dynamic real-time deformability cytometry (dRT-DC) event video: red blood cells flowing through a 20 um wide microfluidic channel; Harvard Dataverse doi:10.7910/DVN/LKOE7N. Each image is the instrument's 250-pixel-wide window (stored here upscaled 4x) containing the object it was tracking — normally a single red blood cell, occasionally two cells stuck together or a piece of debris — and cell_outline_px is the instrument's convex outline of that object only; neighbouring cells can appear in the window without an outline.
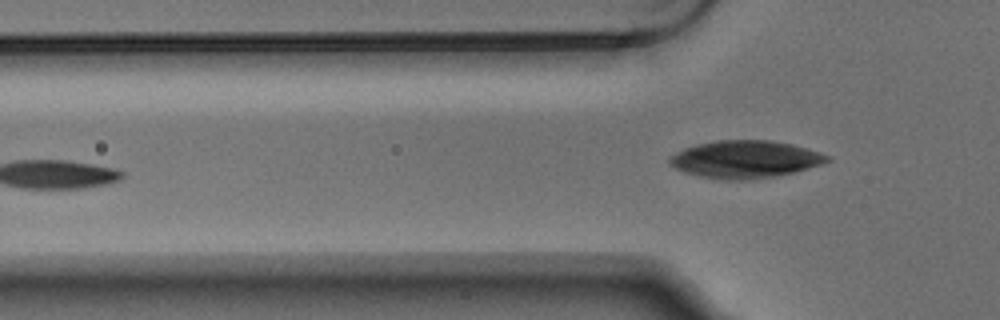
{"species": "Egyptian fruit bat (a non-hibernating species)", "species_latin": "Rousettus aegyptiacus", "temperature_condition": "warm", "stored_images_in_passage": 5, "camera_frame_rate_fps": 3000, "um_per_image_px": 0.085, "animal": {"sex": "male"}, "frame": {"image": 1, "passage_image": 5, "time_ms": 1.333, "image_size_px": [1000, 320], "cell_outline_px": [[832, 160], [824, 164], [792, 172], [772, 176], [740, 180], [728, 180], [700, 176], [684, 172], [668, 164], [668, 156], [684, 148], [696, 144], [716, 140], [772, 140], [792, 144], [808, 148], [832, 156]], "centroid_in_image_um": [63.34, 13.52], "position_along_channel_um": 62.5, "area_um2": 34.51}}